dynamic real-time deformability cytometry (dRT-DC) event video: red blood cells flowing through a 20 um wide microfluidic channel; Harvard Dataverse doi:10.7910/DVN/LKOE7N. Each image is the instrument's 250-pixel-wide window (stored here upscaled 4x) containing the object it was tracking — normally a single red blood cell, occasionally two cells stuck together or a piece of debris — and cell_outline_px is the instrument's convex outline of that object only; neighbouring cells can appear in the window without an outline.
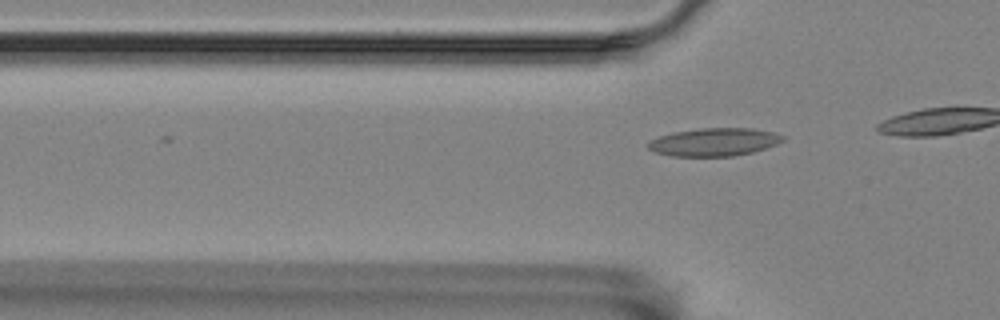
{"species": "Egyptian fruit bat (a non-hibernating species)", "species_latin": "Rousettus aegyptiacus", "temperature_condition": "room temperature", "stored_images_in_passage": 7, "camera_frame_rate_fps": 3000, "um_per_image_px": 0.085, "animal": {"sex": "female"}, "frame": {"image": 1, "passage_image": 7, "time_ms": 2.0, "image_size_px": [1000, 320], "cell_outline_px": [[784, 140], [776, 144], [752, 152], [732, 156], [672, 156], [656, 152], [648, 148], [648, 140], [672, 132], [700, 128], [752, 128], [772, 132], [784, 136]], "centroid_in_image_um": [60.68, 12.06], "position_along_channel_um": 65.1, "area_um2": 21.85}}